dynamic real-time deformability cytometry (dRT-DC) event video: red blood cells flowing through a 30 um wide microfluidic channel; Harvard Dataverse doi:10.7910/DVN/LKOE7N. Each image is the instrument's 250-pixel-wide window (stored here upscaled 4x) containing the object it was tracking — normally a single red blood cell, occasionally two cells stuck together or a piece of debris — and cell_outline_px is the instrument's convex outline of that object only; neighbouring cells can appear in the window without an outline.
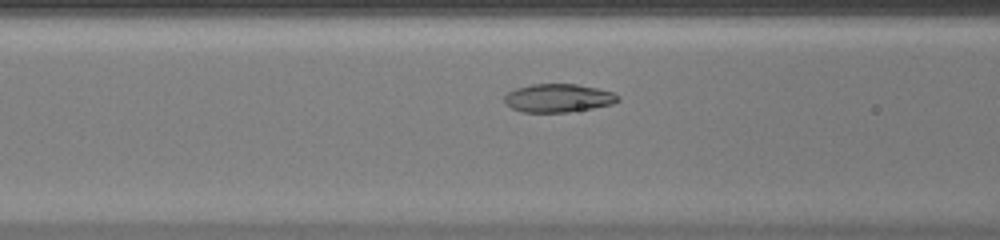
{"species": "common noctule bat (a hibernating species)", "species_latin": "Nyctalus noctula", "temperature_condition": "warm", "stored_images_in_passage": 37, "camera_frame_rate_fps": 3000, "um_per_image_px": 0.085, "animal": {"sex": "female", "body_mass_g": 20.0, "forearm_length_mm": 54.0}, "frame": {"image": 1, "passage_image": 9, "time_ms": 2.667, "image_size_px": [1000, 240], "cell_outline_px": [[620, 100], [612, 104], [592, 108], [568, 112], [520, 112], [512, 108], [504, 100], [504, 96], [508, 92], [516, 88], [532, 84], [576, 84], [596, 88], [612, 92], [620, 96]], "centroid_in_image_um": [47.45, 8.33], "position_along_channel_um": 119.1, "area_um2": 18.67}}
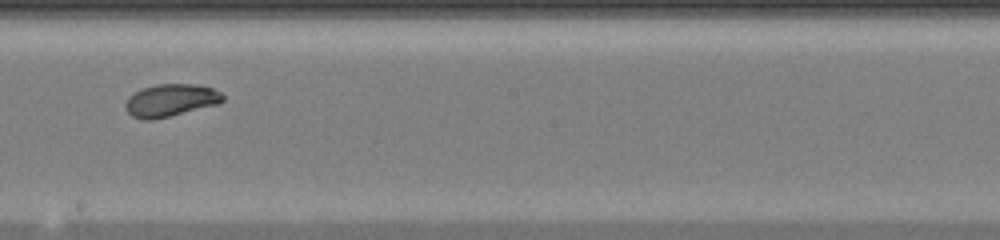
{"frame": {"image": 2, "passage_image": 17, "time_ms": 5.333, "image_size_px": [1000, 240], "cell_outline_px": [[224, 100], [216, 104], [152, 120], [144, 120], [132, 116], [124, 108], [124, 104], [128, 96], [140, 88], [156, 84], [196, 84], [212, 88], [220, 92], [224, 96]], "centroid_in_image_um": [14.44, 8.51], "position_along_channel_um": 233.8, "area_um2": 18.38}}
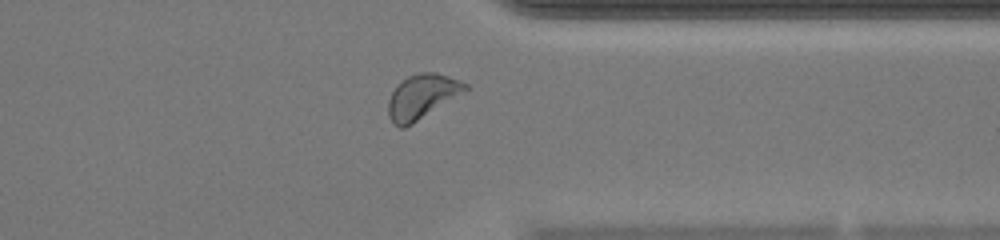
{"frame": {"image": 3, "passage_image": 27, "time_ms": 8.667, "image_size_px": [1000, 240], "cell_outline_px": [[468, 88], [412, 124], [404, 128], [400, 128], [392, 124], [388, 116], [388, 100], [392, 92], [408, 76], [420, 72], [436, 72], [460, 80], [468, 84]], "centroid_in_image_um": [35.83, 8.21], "position_along_channel_um": 375.6, "area_um2": 19.48}, "authors_computed_cell_mechanics": {"area_um2": 19.1896, "velocity_mm_per_s": 4.3105, "shape_relaxation_time_tau1_ms": 5.9452, "shape_relaxation_time_tau2_ms": null, "deformation_change_tau1": 0.2013, "deformation_change_tau2": null}}